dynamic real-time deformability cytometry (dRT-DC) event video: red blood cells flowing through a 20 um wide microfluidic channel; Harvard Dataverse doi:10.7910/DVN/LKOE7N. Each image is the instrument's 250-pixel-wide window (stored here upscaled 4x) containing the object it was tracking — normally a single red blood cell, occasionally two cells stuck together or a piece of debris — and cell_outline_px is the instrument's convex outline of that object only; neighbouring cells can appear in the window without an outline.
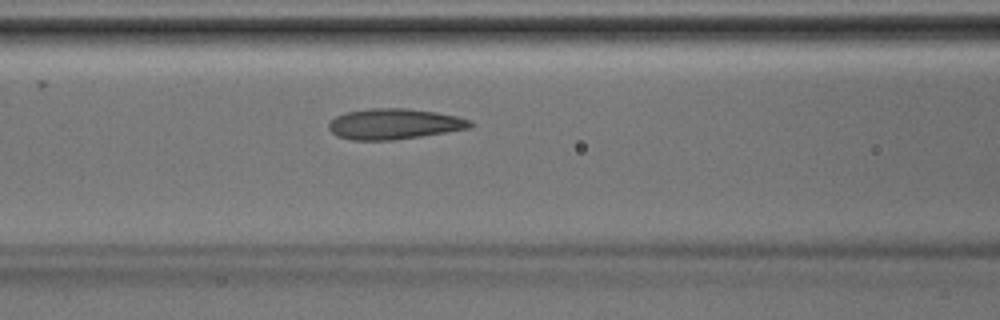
{"species": "Egyptian fruit bat (a non-hibernating species)", "species_latin": "Rousettus aegyptiacus", "temperature_condition": "room temperature", "stored_images_in_passage": 30, "camera_frame_rate_fps": 3000, "um_per_image_px": 0.085, "animal": {"sex": "male"}, "frame": {"image": 1, "passage_image": 9, "time_ms": 2.667, "image_size_px": [1000, 320], "cell_outline_px": [[472, 128], [420, 136], [392, 140], [352, 140], [336, 136], [328, 128], [328, 124], [336, 116], [344, 112], [368, 108], [408, 108], [436, 112], [456, 116], [472, 120]], "centroid_in_image_um": [33.49, 10.53], "position_along_channel_um": 133.1, "area_um2": 25.37}}
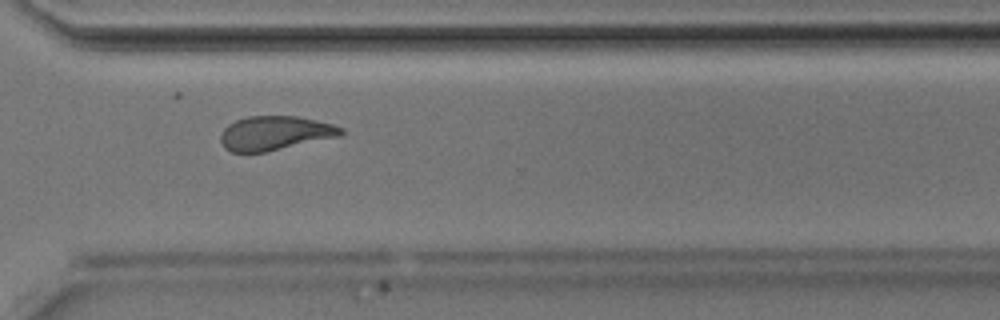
{"frame": {"image": 2, "passage_image": 22, "time_ms": 7.0, "image_size_px": [1000, 320], "cell_outline_px": [[344, 132], [340, 136], [264, 152], [232, 152], [224, 148], [220, 140], [220, 136], [224, 128], [228, 124], [236, 120], [248, 116], [296, 116], [316, 120], [332, 124], [344, 128]], "centroid_in_image_um": [23.36, 11.31], "position_along_channel_um": 347.2, "area_um2": 23.87}}
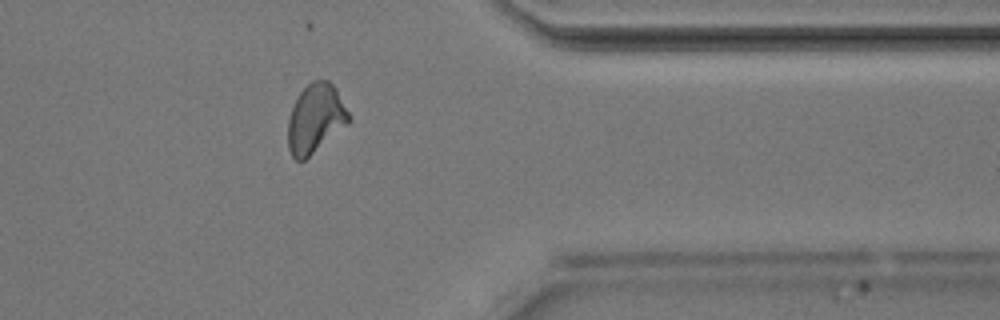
{"frame": {"image": 3, "passage_image": 25, "time_ms": 8.0, "image_size_px": [1000, 320], "cell_outline_px": [[348, 124], [304, 160], [296, 160], [292, 156], [288, 148], [288, 120], [292, 108], [300, 92], [312, 80], [328, 80], [336, 88], [348, 112]], "centroid_in_image_um": [26.8, 10.07], "position_along_channel_um": 384.6, "area_um2": 24.04}}